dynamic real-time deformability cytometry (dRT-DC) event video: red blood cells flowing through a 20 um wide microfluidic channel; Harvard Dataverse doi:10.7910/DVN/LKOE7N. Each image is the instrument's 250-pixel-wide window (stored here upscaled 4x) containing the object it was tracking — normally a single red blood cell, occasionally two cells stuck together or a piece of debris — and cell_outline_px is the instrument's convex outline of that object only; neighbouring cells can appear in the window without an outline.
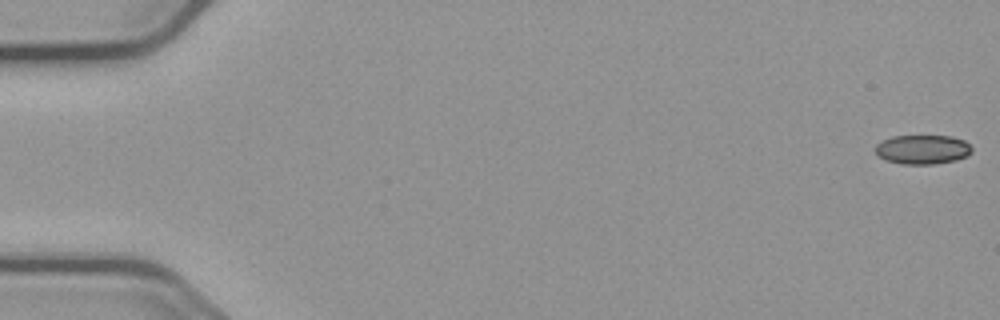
{"species": "common noctule bat (a hibernating species)", "species_latin": "Nyctalus noctula", "temperature_condition": "cold", "stored_images_in_passage": 55, "camera_frame_rate_fps": 3000, "um_per_image_px": 0.085, "animal": {"sex": "male", "body_mass_g": 23.1, "forearm_length_mm": 52.7}, "frame": {"image": 1, "passage_image": 1, "time_ms": 0.0, "image_size_px": [1000, 320], "cell_outline_px": [[972, 152], [956, 160], [932, 164], [900, 164], [884, 160], [876, 152], [876, 144], [880, 140], [892, 136], [952, 136], [964, 140], [972, 148]], "centroid_in_image_um": [78.39, 12.7], "position_along_channel_um": 6.6, "area_um2": 16.47}}
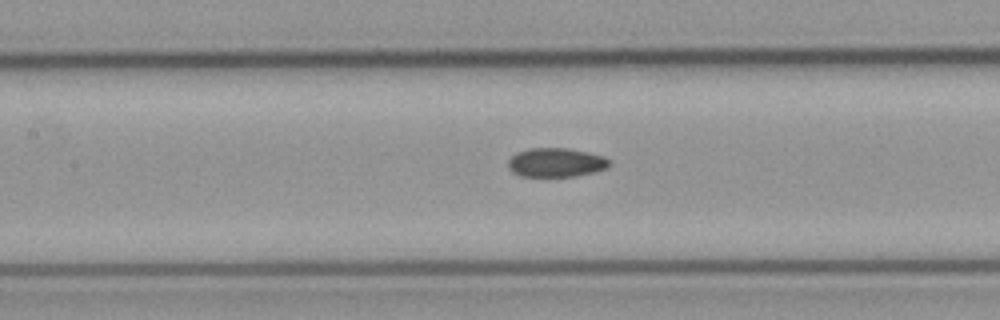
{"frame": {"image": 2, "passage_image": 26, "time_ms": 8.333, "image_size_px": [1000, 320], "cell_outline_px": [[612, 160], [608, 168], [576, 176], [520, 176], [512, 172], [508, 168], [508, 160], [516, 152], [528, 148], [568, 148], [588, 152], [604, 156]], "centroid_in_image_um": [47.26, 13.8], "position_along_channel_um": 160.1, "area_um2": 17.28}}
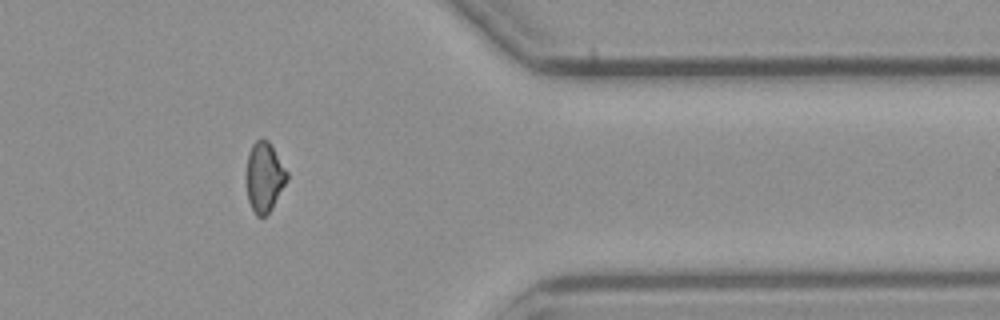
{"frame": {"image": 3, "passage_image": 46, "time_ms": 15.0, "image_size_px": [1000, 320], "cell_outline_px": [[288, 180], [272, 208], [264, 216], [256, 216], [248, 200], [244, 180], [244, 176], [248, 152], [252, 144], [256, 140], [268, 140], [288, 172]], "centroid_in_image_um": [22.43, 15.05], "position_along_channel_um": 389.0, "area_um2": 16.88}}